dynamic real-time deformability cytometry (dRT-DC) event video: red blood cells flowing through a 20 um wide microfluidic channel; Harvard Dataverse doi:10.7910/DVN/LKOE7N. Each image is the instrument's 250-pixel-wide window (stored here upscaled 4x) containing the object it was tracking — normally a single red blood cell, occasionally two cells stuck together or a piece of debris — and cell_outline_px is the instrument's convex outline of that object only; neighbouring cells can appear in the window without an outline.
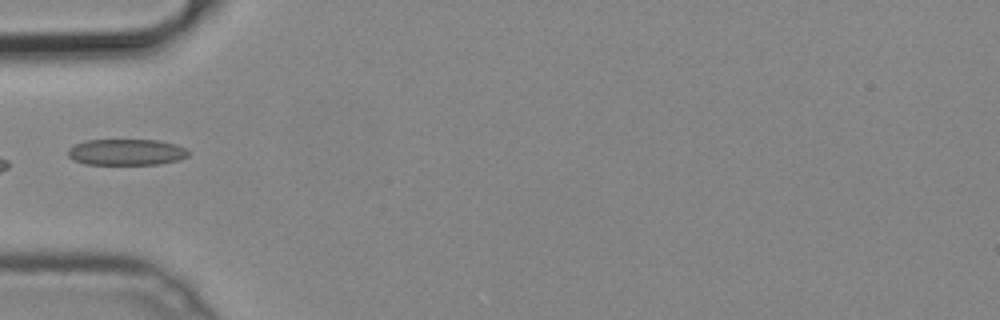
{"species": "common noctule bat (a hibernating species)", "species_latin": "Nyctalus noctula", "temperature_condition": "cold", "stored_images_in_passage": 21, "camera_frame_rate_fps": 3000, "um_per_image_px": 0.085, "animal": {"sex": "male", "body_mass_g": 19.2, "forearm_length_mm": 51.8}, "frame": {"image": 1, "passage_image": 1, "time_ms": 0.0, "image_size_px": [1000, 320], "cell_outline_px": [[188, 156], [180, 160], [160, 164], [84, 164], [72, 160], [68, 156], [68, 148], [84, 140], [160, 140], [176, 144], [184, 148], [188, 152]], "centroid_in_image_um": [10.73, 12.93], "position_along_channel_um": 74.3, "area_um2": 18.5}}